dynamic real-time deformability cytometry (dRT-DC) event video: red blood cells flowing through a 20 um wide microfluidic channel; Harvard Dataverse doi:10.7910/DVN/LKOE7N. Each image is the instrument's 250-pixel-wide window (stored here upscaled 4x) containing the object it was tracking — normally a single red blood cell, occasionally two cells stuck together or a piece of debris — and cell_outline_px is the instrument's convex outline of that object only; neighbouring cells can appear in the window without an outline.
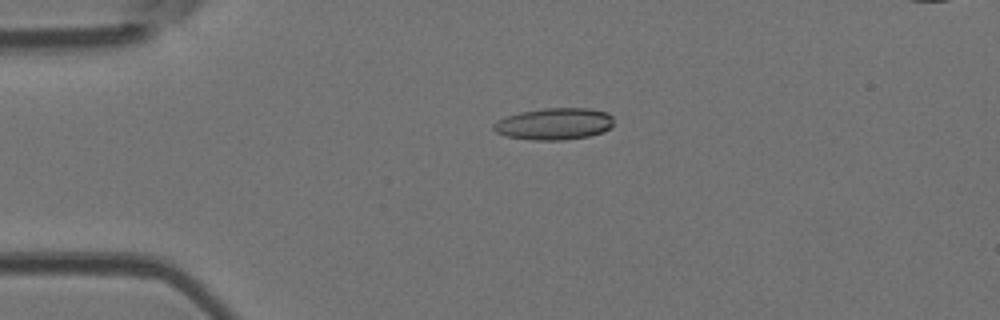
{"species": "Egyptian fruit bat (a non-hibernating species)", "species_latin": "Rousettus aegyptiacus", "temperature_condition": "room temperature", "stored_images_in_passage": 3, "camera_frame_rate_fps": 3000, "um_per_image_px": 0.085, "animal": {"sex": "female"}, "frame": {"image": 1, "passage_image": 2, "time_ms": 0.333, "image_size_px": [1000, 320], "cell_outline_px": [[612, 128], [604, 132], [588, 136], [564, 140], [532, 140], [504, 136], [496, 132], [492, 128], [492, 124], [496, 120], [520, 112], [544, 108], [592, 108], [608, 112], [612, 116]], "centroid_in_image_um": [47.11, 10.53], "position_along_channel_um": 37.9, "area_um2": 22.54}}